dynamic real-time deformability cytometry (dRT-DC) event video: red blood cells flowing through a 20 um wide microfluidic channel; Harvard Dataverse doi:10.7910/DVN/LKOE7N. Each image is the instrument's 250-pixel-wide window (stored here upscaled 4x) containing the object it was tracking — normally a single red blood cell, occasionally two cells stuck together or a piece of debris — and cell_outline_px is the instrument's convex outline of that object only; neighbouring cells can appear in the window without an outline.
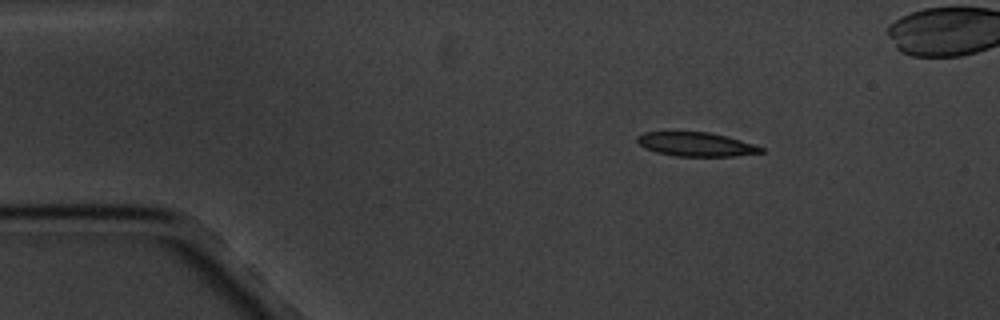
{"species": "common noctule bat (a hibernating species)", "species_latin": "Nyctalus noctula", "temperature_condition": "cold", "stored_images_in_passage": 4, "camera_frame_rate_fps": 3000, "um_per_image_px": 0.085, "animal": {"sex": "male", "body_mass_g": 20.1, "forearm_length_mm": 53.5}, "frame": {"image": 1, "passage_image": 1, "time_ms": 0.0, "image_size_px": [1000, 320], "cell_outline_px": [[764, 152], [736, 156], [676, 156], [656, 152], [644, 148], [636, 140], [636, 136], [644, 132], [708, 132], [728, 136], [764, 148]], "centroid_in_image_um": [59.15, 12.26], "position_along_channel_um": 25.8, "area_um2": 17.28}}